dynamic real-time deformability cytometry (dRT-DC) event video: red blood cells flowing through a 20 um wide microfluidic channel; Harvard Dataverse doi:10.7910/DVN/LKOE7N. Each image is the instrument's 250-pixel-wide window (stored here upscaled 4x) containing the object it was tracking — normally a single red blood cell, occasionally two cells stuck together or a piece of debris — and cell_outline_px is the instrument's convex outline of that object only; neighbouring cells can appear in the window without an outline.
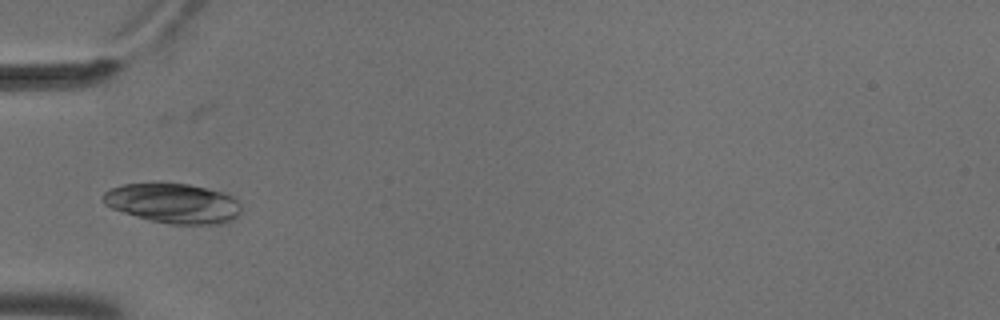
{"species": "common noctule bat (a hibernating species)", "species_latin": "Nyctalus noctula", "temperature_condition": "cold", "stored_images_in_passage": 9, "camera_frame_rate_fps": 3000, "um_per_image_px": 0.085, "animal": {"sex": "male", "body_mass_g": 18.8}, "frame": {"image": 1, "passage_image": 6, "time_ms": 1.667, "image_size_px": [1000, 320], "cell_outline_px": [[240, 212], [232, 220], [220, 224], [172, 224], [152, 220], [136, 216], [112, 208], [104, 204], [104, 192], [112, 188], [124, 184], [160, 180], [188, 184], [224, 192], [232, 196], [240, 204]], "centroid_in_image_um": [14.72, 17.23], "position_along_channel_um": 70.3, "area_um2": 32.43}}
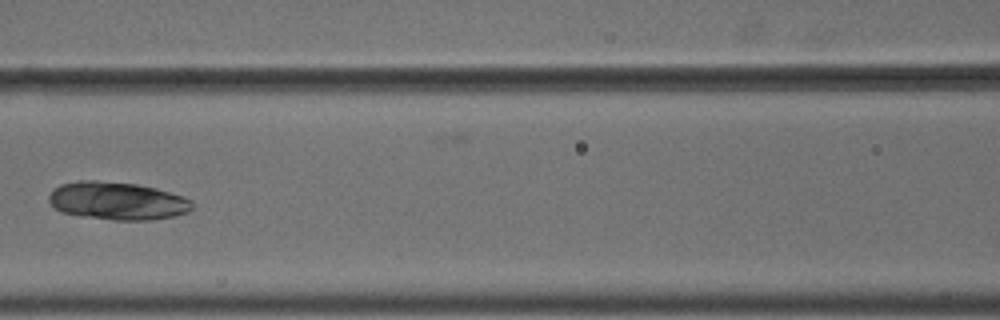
{"frame": {"image": 2, "passage_image": 8, "time_ms": 2.333, "image_size_px": [1000, 320], "cell_outline_px": [[192, 208], [188, 212], [176, 216], [152, 220], [112, 220], [80, 216], [60, 212], [52, 208], [48, 200], [48, 196], [60, 184], [80, 180], [96, 180], [136, 184], [156, 188], [184, 196], [192, 200]], "centroid_in_image_um": [9.96, 17.08], "position_along_channel_um": 156.6, "area_um2": 32.02}}
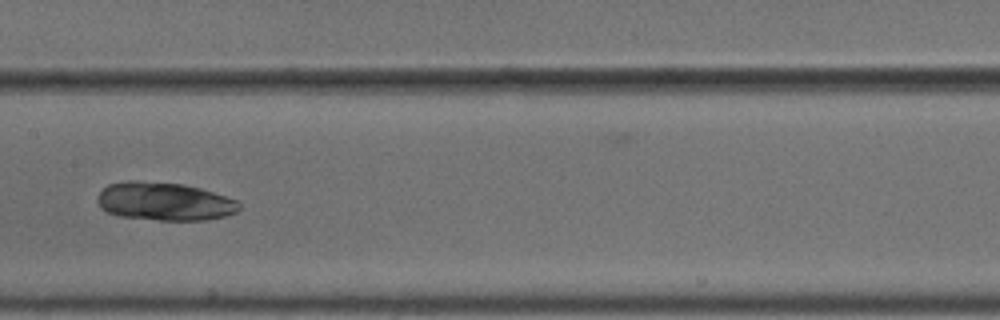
{"frame": {"image": 3, "passage_image": 9, "time_ms": 2.667, "image_size_px": [1000, 320], "cell_outline_px": [[240, 208], [236, 212], [224, 216], [204, 220], [160, 220], [116, 216], [100, 208], [96, 200], [96, 196], [108, 184], [128, 180], [136, 180], [184, 184], [200, 188], [236, 200], [240, 204]], "centroid_in_image_um": [13.92, 17.12], "position_along_channel_um": 193.5, "area_um2": 31.67}}